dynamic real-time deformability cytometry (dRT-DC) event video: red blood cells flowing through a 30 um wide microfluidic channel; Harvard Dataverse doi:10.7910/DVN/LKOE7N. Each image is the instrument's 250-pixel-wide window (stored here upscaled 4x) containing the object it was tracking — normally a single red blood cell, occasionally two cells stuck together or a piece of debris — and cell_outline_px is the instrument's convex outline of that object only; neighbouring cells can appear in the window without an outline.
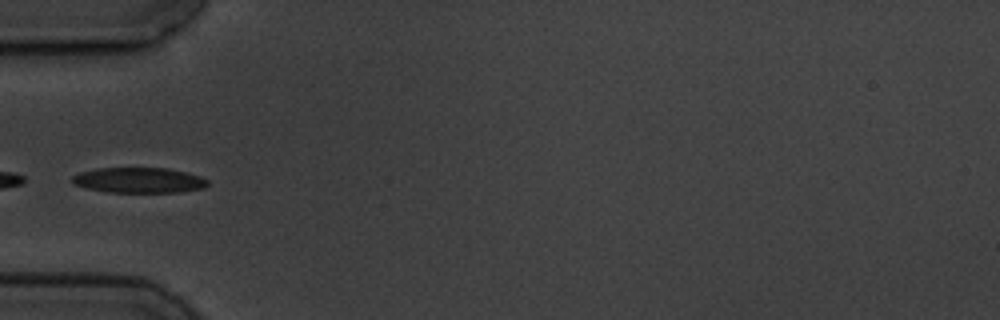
{"species": "common noctule bat (a hibernating species)", "species_latin": "Nyctalus noctula", "temperature_condition": "cold", "stored_images_in_passage": 4, "camera_frame_rate_fps": 3000, "um_per_image_px": 0.085, "animal": {"sex": "male", "body_mass_g": 19.5, "forearm_length_mm": 54.6}, "frame": {"image": 1, "passage_image": 4, "time_ms": 4.333, "image_size_px": [1000, 320], "cell_outline_px": [[208, 184], [204, 188], [180, 192], [108, 192], [88, 188], [72, 184], [72, 176], [80, 172], [96, 168], [168, 168], [200, 176], [208, 180]], "centroid_in_image_um": [11.8, 15.32], "position_along_channel_um": 73.2, "area_um2": 20.0}}